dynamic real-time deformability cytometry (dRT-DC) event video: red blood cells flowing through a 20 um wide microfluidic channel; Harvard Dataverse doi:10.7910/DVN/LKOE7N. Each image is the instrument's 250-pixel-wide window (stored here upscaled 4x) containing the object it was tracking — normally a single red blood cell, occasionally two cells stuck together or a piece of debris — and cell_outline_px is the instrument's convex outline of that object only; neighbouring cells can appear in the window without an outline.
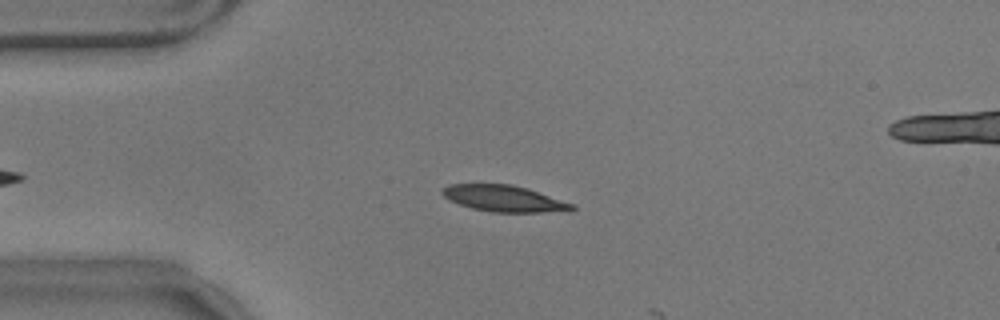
{"species": "common noctule bat (a hibernating species)", "species_latin": "Nyctalus noctula", "temperature_condition": "warm", "stored_images_in_passage": 10, "camera_frame_rate_fps": 3000, "um_per_image_px": 0.085, "animal": {"sex": "male", "body_mass_g": 17.9}, "frame": {"image": 1, "passage_image": 9, "time_ms": 2.667, "image_size_px": [1000, 320], "cell_outline_px": [[576, 208], [572, 212], [492, 212], [472, 208], [448, 200], [440, 192], [440, 188], [448, 184], [512, 184], [528, 188], [576, 204]], "centroid_in_image_um": [42.9, 16.88], "position_along_channel_um": 42.1, "area_um2": 20.35}}